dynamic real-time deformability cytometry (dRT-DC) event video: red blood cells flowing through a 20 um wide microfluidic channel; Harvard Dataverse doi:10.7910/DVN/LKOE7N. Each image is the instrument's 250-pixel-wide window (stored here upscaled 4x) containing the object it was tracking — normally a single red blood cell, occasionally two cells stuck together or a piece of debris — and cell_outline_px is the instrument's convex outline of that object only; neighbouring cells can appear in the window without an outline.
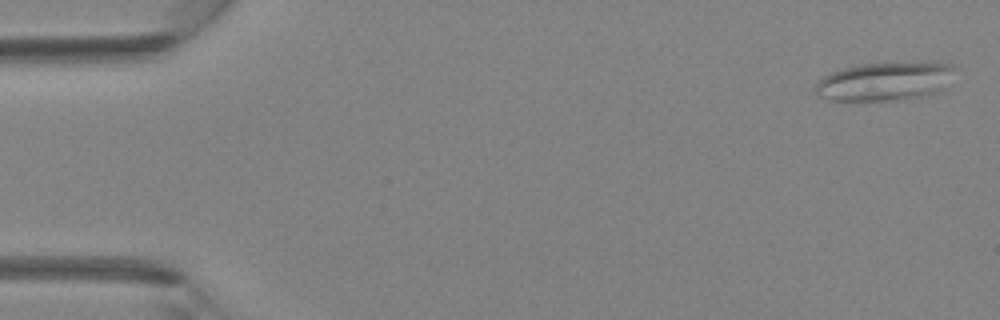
{"species": "Egyptian fruit bat (a non-hibernating species)", "species_latin": "Rousettus aegyptiacus", "temperature_condition": "room temperature", "stored_images_in_passage": 40, "camera_frame_rate_fps": 3000, "um_per_image_px": 0.085, "animal": {"sex": "female"}, "frame": {"image": 1, "passage_image": 1, "time_ms": 0.0, "image_size_px": [1000, 320], "cell_outline_px": [[952, 68], [936, 88], [932, 92], [924, 96], [904, 100], [832, 100], [820, 96], [816, 92], [816, 80], [832, 72], [844, 68], [864, 64], [952, 64]], "centroid_in_image_um": [74.98, 6.95], "position_along_channel_um": 10.0, "area_um2": 29.36}}
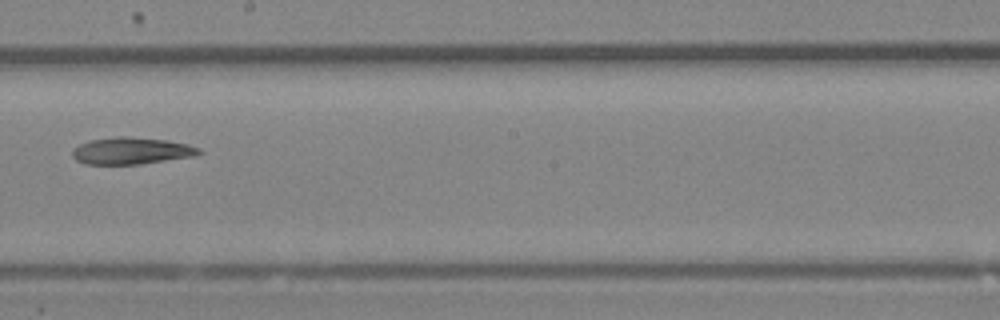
{"frame": {"image": 2, "passage_image": 23, "time_ms": 7.333, "image_size_px": [1000, 320], "cell_outline_px": [[204, 152], [196, 156], [140, 164], [84, 164], [76, 160], [72, 156], [72, 148], [80, 144], [92, 140], [116, 136], [128, 136], [168, 140], [188, 144], [200, 148]], "centroid_in_image_um": [11.2, 12.82], "position_along_channel_um": 237.0, "area_um2": 20.06}}
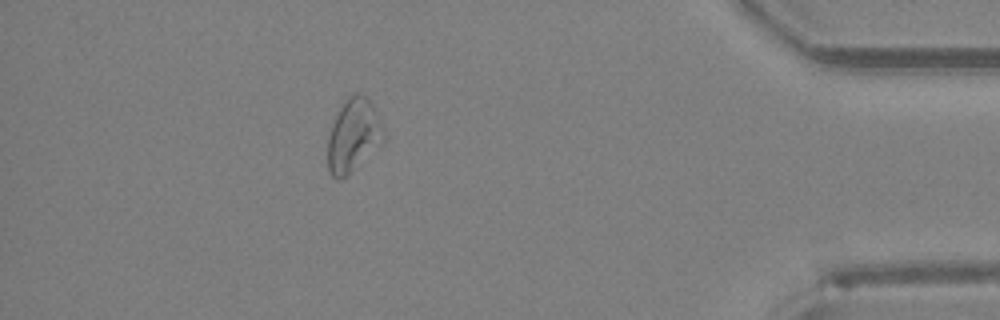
{"frame": {"image": 3, "passage_image": 36, "time_ms": 11.667, "image_size_px": [1000, 320], "cell_outline_px": [[384, 140], [340, 180], [336, 180], [328, 172], [328, 136], [332, 124], [344, 100], [348, 96], [356, 92], [364, 92], [368, 96], [376, 112], [384, 136]], "centroid_in_image_um": [30.0, 11.45], "position_along_channel_um": 405.2, "area_um2": 23.29}}